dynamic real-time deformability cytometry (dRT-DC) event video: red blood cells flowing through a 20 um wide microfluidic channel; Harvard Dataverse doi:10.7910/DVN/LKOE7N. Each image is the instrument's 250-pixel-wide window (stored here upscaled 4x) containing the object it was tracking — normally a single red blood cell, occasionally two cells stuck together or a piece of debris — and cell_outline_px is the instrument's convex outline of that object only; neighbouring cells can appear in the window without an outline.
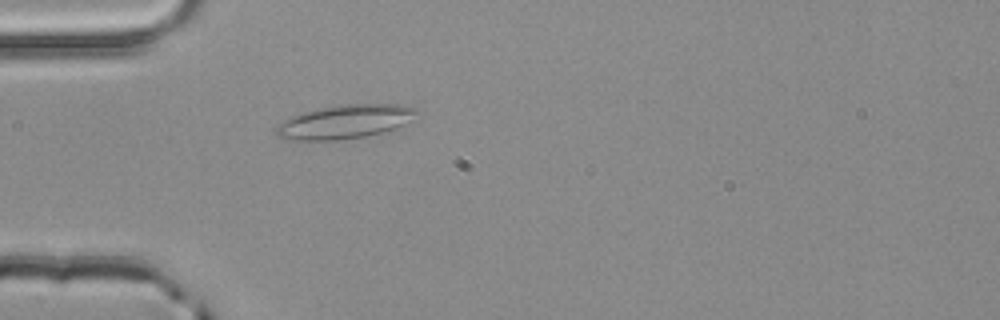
{"species": "common noctule bat (a hibernating species)", "species_latin": "Nyctalus noctula", "temperature_condition": "room temperature", "stored_images_in_passage": 4, "camera_frame_rate_fps": 3000, "um_per_image_px": 0.085, "animal": {"sex": "male", "body_mass_g": 20.4}, "frame": {"image": 1, "passage_image": 4, "time_ms": 1.0, "image_size_px": [1000, 320], "cell_outline_px": [[424, 112], [404, 124], [396, 128], [384, 132], [368, 136], [336, 140], [288, 140], [276, 136], [276, 128], [284, 120], [292, 116], [304, 112], [324, 108], [348, 104], [400, 104], [416, 108]], "centroid_in_image_um": [29.4, 10.35], "position_along_channel_um": 55.6, "area_um2": 27.69}}